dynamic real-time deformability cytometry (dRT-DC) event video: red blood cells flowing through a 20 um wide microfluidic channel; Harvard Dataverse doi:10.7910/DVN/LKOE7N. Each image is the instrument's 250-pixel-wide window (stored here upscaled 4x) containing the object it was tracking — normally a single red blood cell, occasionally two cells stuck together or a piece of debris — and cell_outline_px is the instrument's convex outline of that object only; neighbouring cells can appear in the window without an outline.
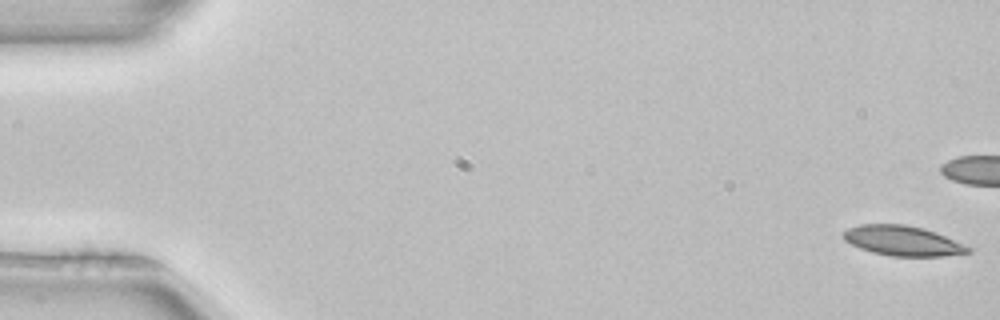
{"species": "common noctule bat (a hibernating species)", "species_latin": "Nyctalus noctula", "temperature_condition": "room temperature", "stored_images_in_passage": 53, "camera_frame_rate_fps": 3000, "um_per_image_px": 0.085, "animal": {"sex": "female", "body_mass_g": 22.7, "forearm_length_mm": 54.2}, "frame": {"image": 1, "passage_image": 1, "time_ms": 0.0, "image_size_px": [1000, 320], "cell_outline_px": [[972, 252], [940, 256], [892, 256], [872, 252], [860, 248], [844, 240], [844, 232], [848, 228], [860, 224], [904, 224], [924, 228], [936, 232], [972, 248]], "centroid_in_image_um": [76.74, 20.46], "position_along_channel_um": 8.3, "area_um2": 21.62}, "authors_computed_cell_mechanics": {"area_um2": 22.4264, "velocity_mm_per_s": 3.9455, "shape_relaxation_time_tau1_ms": 6.7591, "shape_relaxation_time_tau2_ms": null, "deformation_change_tau1": 0.1654, "deformation_change_tau2": null}}